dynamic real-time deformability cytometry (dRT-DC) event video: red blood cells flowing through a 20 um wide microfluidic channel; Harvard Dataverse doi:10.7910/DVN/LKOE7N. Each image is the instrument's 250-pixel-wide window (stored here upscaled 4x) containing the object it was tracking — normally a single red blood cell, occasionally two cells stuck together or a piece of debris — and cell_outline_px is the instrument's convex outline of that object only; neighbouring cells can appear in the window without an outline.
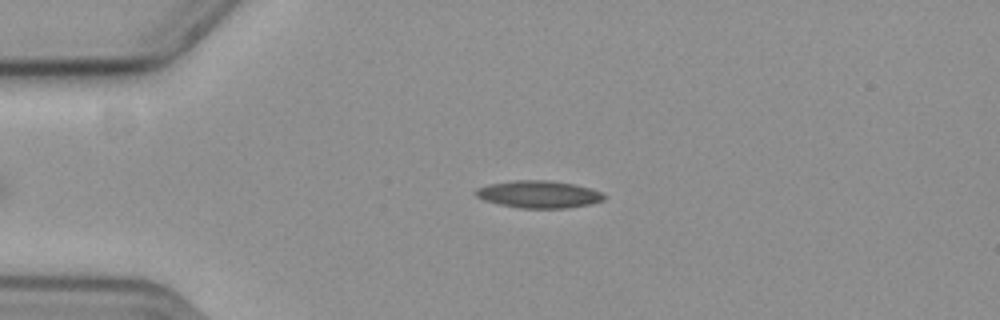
{"species": "common noctule bat (a hibernating species)", "species_latin": "Nyctalus noctula", "temperature_condition": "cold", "stored_images_in_passage": 38, "camera_frame_rate_fps": 3000, "um_per_image_px": 0.085, "animal": {"sex": "female", "body_mass_g": 19.3, "forearm_length_mm": 54.1}, "frame": {"image": 1, "passage_image": 13, "time_ms": 4.0, "image_size_px": [1000, 320], "cell_outline_px": [[604, 200], [588, 204], [568, 208], [520, 208], [500, 204], [484, 200], [476, 196], [476, 188], [488, 184], [516, 180], [548, 180], [572, 184], [588, 188], [600, 192], [604, 196]], "centroid_in_image_um": [45.76, 16.51], "position_along_channel_um": 39.2, "area_um2": 20.11}}
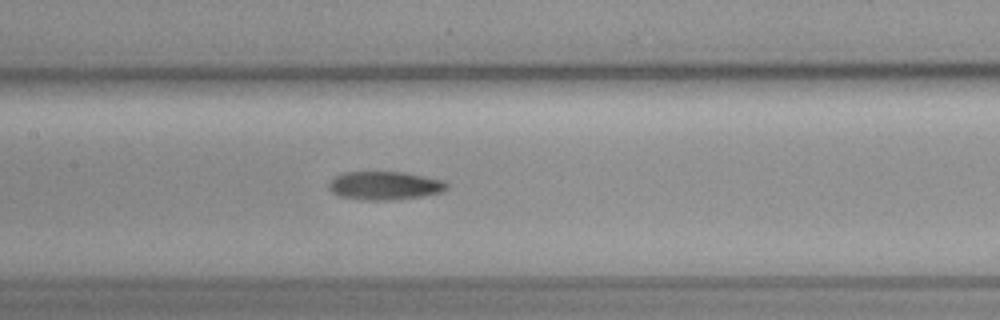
{"frame": {"image": 2, "passage_image": 27, "time_ms": 8.667, "image_size_px": [1000, 320], "cell_outline_px": [[448, 188], [440, 192], [420, 196], [388, 200], [364, 200], [340, 196], [332, 192], [328, 188], [328, 184], [336, 176], [344, 172], [404, 172], [444, 180], [448, 184]], "centroid_in_image_um": [32.69, 15.77], "position_along_channel_um": 174.7, "area_um2": 19.36}}
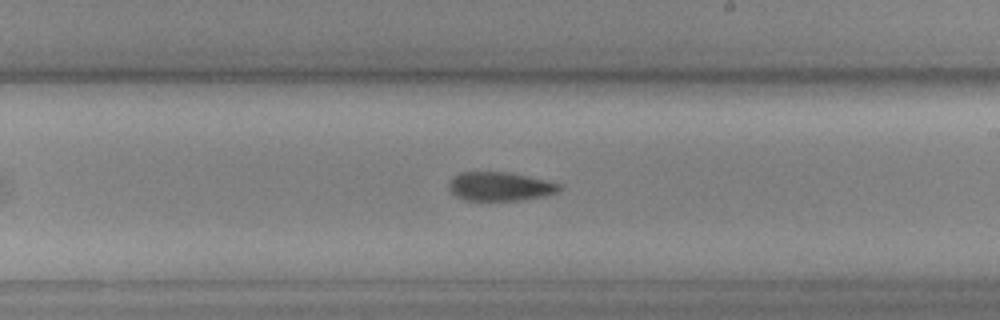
{"frame": {"image": 3, "passage_image": 33, "time_ms": 10.667, "image_size_px": [1000, 320], "cell_outline_px": [[560, 192], [544, 196], [524, 200], [464, 200], [456, 196], [448, 188], [448, 184], [460, 172], [508, 172], [544, 180], [560, 184]], "centroid_in_image_um": [42.51, 15.86], "position_along_channel_um": 246.5, "area_um2": 18.38}}